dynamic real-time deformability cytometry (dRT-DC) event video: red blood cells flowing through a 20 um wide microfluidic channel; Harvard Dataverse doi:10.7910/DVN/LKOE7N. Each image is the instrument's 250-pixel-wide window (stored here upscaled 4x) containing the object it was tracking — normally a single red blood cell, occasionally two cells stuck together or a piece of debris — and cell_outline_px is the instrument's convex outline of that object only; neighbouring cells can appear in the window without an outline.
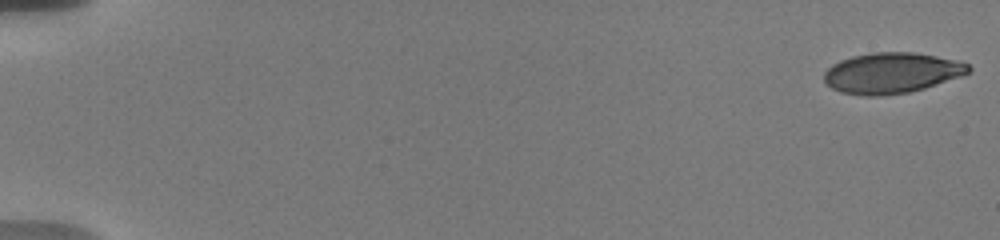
{"species": "human", "species_latin": "Homo sapiens", "temperature_condition": "warm", "stored_images_in_passage": 58, "camera_frame_rate_fps": 3000, "um_per_image_px": 0.085, "donor": {"sex": "male"}, "frame": {"image": 1, "passage_image": 1, "time_ms": 0.0, "image_size_px": [1000, 240], "cell_outline_px": [[972, 68], [968, 72], [960, 76], [924, 88], [908, 92], [880, 96], [864, 96], [840, 92], [832, 88], [824, 80], [824, 72], [832, 64], [840, 60], [852, 56], [872, 52], [912, 52], [936, 56], [956, 60], [968, 64]], "centroid_in_image_um": [75.75, 6.2], "position_along_channel_um": 9.2, "area_um2": 34.1}}
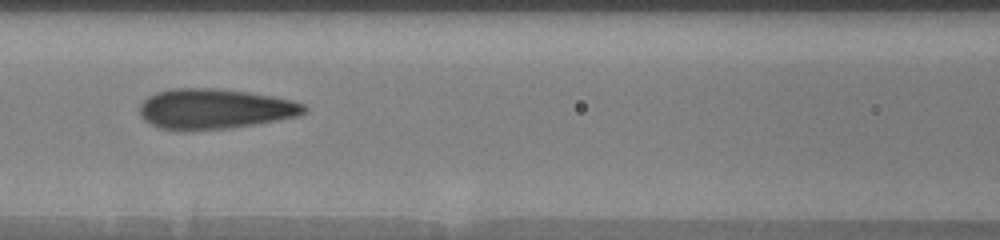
{"frame": {"image": 2, "passage_image": 20, "time_ms": 8.667, "image_size_px": [1000, 240], "cell_outline_px": [[308, 108], [304, 112], [296, 116], [276, 120], [228, 128], [160, 128], [144, 120], [140, 116], [140, 104], [148, 96], [156, 92], [172, 88], [216, 88], [248, 92], [272, 96], [292, 100], [304, 104]], "centroid_in_image_um": [18.24, 9.21], "position_along_channel_um": 148.4, "area_um2": 37.69}}
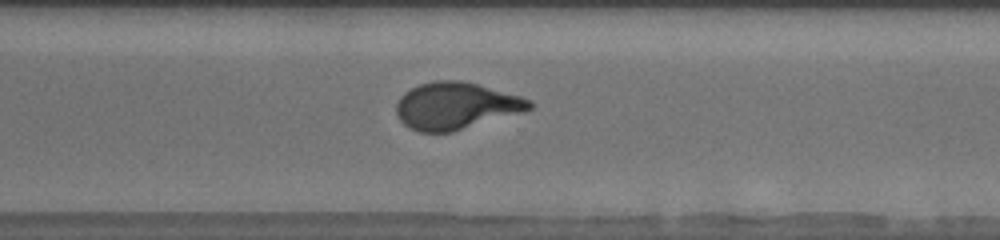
{"frame": {"image": 3, "passage_image": 39, "time_ms": 13.667, "image_size_px": [1000, 240], "cell_outline_px": [[532, 108], [524, 112], [452, 132], [420, 132], [404, 124], [400, 120], [396, 112], [396, 104], [400, 96], [404, 92], [420, 84], [436, 80], [460, 80], [476, 84], [520, 96], [532, 100]], "centroid_in_image_um": [38.75, 9.0], "position_along_channel_um": 331.8, "area_um2": 36.3}, "authors_computed_cell_mechanics": {"area_um2": 36.2984, "velocity_mm_per_s": 3.6817, "shape_relaxation_time_tau1_ms": 5.4532, "shape_relaxation_time_tau2_ms": null, "deformation_change_tau1": 0.2169, "deformation_change_tau2": null}}